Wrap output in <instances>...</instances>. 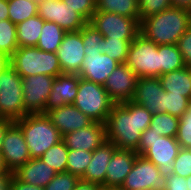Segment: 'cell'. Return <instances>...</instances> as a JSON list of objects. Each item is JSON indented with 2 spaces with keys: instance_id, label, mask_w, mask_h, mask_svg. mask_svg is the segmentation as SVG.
Instances as JSON below:
<instances>
[{
  "instance_id": "6da1fadb",
  "label": "cell",
  "mask_w": 191,
  "mask_h": 190,
  "mask_svg": "<svg viewBox=\"0 0 191 190\" xmlns=\"http://www.w3.org/2000/svg\"><path fill=\"white\" fill-rule=\"evenodd\" d=\"M152 114L133 101L114 104L106 120V137L117 149L136 151L141 134L150 126Z\"/></svg>"
},
{
  "instance_id": "7a4b0ae2",
  "label": "cell",
  "mask_w": 191,
  "mask_h": 190,
  "mask_svg": "<svg viewBox=\"0 0 191 190\" xmlns=\"http://www.w3.org/2000/svg\"><path fill=\"white\" fill-rule=\"evenodd\" d=\"M191 27V11L169 7L140 21V34L156 45L177 44Z\"/></svg>"
},
{
  "instance_id": "3957f363",
  "label": "cell",
  "mask_w": 191,
  "mask_h": 190,
  "mask_svg": "<svg viewBox=\"0 0 191 190\" xmlns=\"http://www.w3.org/2000/svg\"><path fill=\"white\" fill-rule=\"evenodd\" d=\"M15 123L23 132L31 158H40L51 146L62 141V135L47 114H27Z\"/></svg>"
},
{
  "instance_id": "277c9868",
  "label": "cell",
  "mask_w": 191,
  "mask_h": 190,
  "mask_svg": "<svg viewBox=\"0 0 191 190\" xmlns=\"http://www.w3.org/2000/svg\"><path fill=\"white\" fill-rule=\"evenodd\" d=\"M176 137L161 136L148 127L140 137L138 155L153 162L164 177L173 174V162L180 150Z\"/></svg>"
},
{
  "instance_id": "5b68a950",
  "label": "cell",
  "mask_w": 191,
  "mask_h": 190,
  "mask_svg": "<svg viewBox=\"0 0 191 190\" xmlns=\"http://www.w3.org/2000/svg\"><path fill=\"white\" fill-rule=\"evenodd\" d=\"M10 65L22 78L37 74L53 77L63 74L56 53L42 51L36 46L19 47L10 56Z\"/></svg>"
},
{
  "instance_id": "8992f818",
  "label": "cell",
  "mask_w": 191,
  "mask_h": 190,
  "mask_svg": "<svg viewBox=\"0 0 191 190\" xmlns=\"http://www.w3.org/2000/svg\"><path fill=\"white\" fill-rule=\"evenodd\" d=\"M114 104L103 85L80 79L73 105L93 121L106 123Z\"/></svg>"
},
{
  "instance_id": "52a82bcc",
  "label": "cell",
  "mask_w": 191,
  "mask_h": 190,
  "mask_svg": "<svg viewBox=\"0 0 191 190\" xmlns=\"http://www.w3.org/2000/svg\"><path fill=\"white\" fill-rule=\"evenodd\" d=\"M0 115L13 122L25 116L22 77L11 65L0 72Z\"/></svg>"
},
{
  "instance_id": "ba28073f",
  "label": "cell",
  "mask_w": 191,
  "mask_h": 190,
  "mask_svg": "<svg viewBox=\"0 0 191 190\" xmlns=\"http://www.w3.org/2000/svg\"><path fill=\"white\" fill-rule=\"evenodd\" d=\"M125 64L139 77L160 76L158 45L138 34L130 44Z\"/></svg>"
},
{
  "instance_id": "9c48e42d",
  "label": "cell",
  "mask_w": 191,
  "mask_h": 190,
  "mask_svg": "<svg viewBox=\"0 0 191 190\" xmlns=\"http://www.w3.org/2000/svg\"><path fill=\"white\" fill-rule=\"evenodd\" d=\"M88 23L111 39L134 40L140 33V17L95 11Z\"/></svg>"
},
{
  "instance_id": "30bf717a",
  "label": "cell",
  "mask_w": 191,
  "mask_h": 190,
  "mask_svg": "<svg viewBox=\"0 0 191 190\" xmlns=\"http://www.w3.org/2000/svg\"><path fill=\"white\" fill-rule=\"evenodd\" d=\"M167 177L160 174L158 167L143 155H137L132 170L127 174L122 190H165Z\"/></svg>"
},
{
  "instance_id": "8fae6325",
  "label": "cell",
  "mask_w": 191,
  "mask_h": 190,
  "mask_svg": "<svg viewBox=\"0 0 191 190\" xmlns=\"http://www.w3.org/2000/svg\"><path fill=\"white\" fill-rule=\"evenodd\" d=\"M37 15L54 22L65 32L80 31L87 21L62 0H39Z\"/></svg>"
},
{
  "instance_id": "7c38bea8",
  "label": "cell",
  "mask_w": 191,
  "mask_h": 190,
  "mask_svg": "<svg viewBox=\"0 0 191 190\" xmlns=\"http://www.w3.org/2000/svg\"><path fill=\"white\" fill-rule=\"evenodd\" d=\"M55 77L37 74L22 78L25 115L45 114V105L51 93Z\"/></svg>"
},
{
  "instance_id": "4fadbf2b",
  "label": "cell",
  "mask_w": 191,
  "mask_h": 190,
  "mask_svg": "<svg viewBox=\"0 0 191 190\" xmlns=\"http://www.w3.org/2000/svg\"><path fill=\"white\" fill-rule=\"evenodd\" d=\"M1 154L6 169L12 173L31 159L23 132L15 122L5 132Z\"/></svg>"
},
{
  "instance_id": "5bb4252c",
  "label": "cell",
  "mask_w": 191,
  "mask_h": 190,
  "mask_svg": "<svg viewBox=\"0 0 191 190\" xmlns=\"http://www.w3.org/2000/svg\"><path fill=\"white\" fill-rule=\"evenodd\" d=\"M139 77L125 63H120L108 76L103 87L115 104L132 101Z\"/></svg>"
},
{
  "instance_id": "9a60e30c",
  "label": "cell",
  "mask_w": 191,
  "mask_h": 190,
  "mask_svg": "<svg viewBox=\"0 0 191 190\" xmlns=\"http://www.w3.org/2000/svg\"><path fill=\"white\" fill-rule=\"evenodd\" d=\"M84 48L82 29L65 33L62 43L56 51L62 73L79 74L85 57Z\"/></svg>"
},
{
  "instance_id": "2e32d148",
  "label": "cell",
  "mask_w": 191,
  "mask_h": 190,
  "mask_svg": "<svg viewBox=\"0 0 191 190\" xmlns=\"http://www.w3.org/2000/svg\"><path fill=\"white\" fill-rule=\"evenodd\" d=\"M165 93L159 77H142L138 79L132 101L146 107L150 113H166Z\"/></svg>"
},
{
  "instance_id": "e0dca14e",
  "label": "cell",
  "mask_w": 191,
  "mask_h": 190,
  "mask_svg": "<svg viewBox=\"0 0 191 190\" xmlns=\"http://www.w3.org/2000/svg\"><path fill=\"white\" fill-rule=\"evenodd\" d=\"M68 149L93 151L107 140L105 123L93 121L90 125L62 137Z\"/></svg>"
},
{
  "instance_id": "ac0fdd59",
  "label": "cell",
  "mask_w": 191,
  "mask_h": 190,
  "mask_svg": "<svg viewBox=\"0 0 191 190\" xmlns=\"http://www.w3.org/2000/svg\"><path fill=\"white\" fill-rule=\"evenodd\" d=\"M118 65L116 60L104 53L99 51L87 52L78 75L82 79L104 85L108 76Z\"/></svg>"
},
{
  "instance_id": "d6986e66",
  "label": "cell",
  "mask_w": 191,
  "mask_h": 190,
  "mask_svg": "<svg viewBox=\"0 0 191 190\" xmlns=\"http://www.w3.org/2000/svg\"><path fill=\"white\" fill-rule=\"evenodd\" d=\"M80 79L78 74L63 73L57 75L45 105V114L52 109L59 108L66 104H73L77 95Z\"/></svg>"
},
{
  "instance_id": "ffe728a7",
  "label": "cell",
  "mask_w": 191,
  "mask_h": 190,
  "mask_svg": "<svg viewBox=\"0 0 191 190\" xmlns=\"http://www.w3.org/2000/svg\"><path fill=\"white\" fill-rule=\"evenodd\" d=\"M47 116L58 129L62 137L80 128L87 127L93 120L81 112L75 105L66 104L48 111Z\"/></svg>"
},
{
  "instance_id": "44dd1931",
  "label": "cell",
  "mask_w": 191,
  "mask_h": 190,
  "mask_svg": "<svg viewBox=\"0 0 191 190\" xmlns=\"http://www.w3.org/2000/svg\"><path fill=\"white\" fill-rule=\"evenodd\" d=\"M116 150L117 147L109 140L93 150L91 161L81 179L105 187L107 166Z\"/></svg>"
},
{
  "instance_id": "7402d4cb",
  "label": "cell",
  "mask_w": 191,
  "mask_h": 190,
  "mask_svg": "<svg viewBox=\"0 0 191 190\" xmlns=\"http://www.w3.org/2000/svg\"><path fill=\"white\" fill-rule=\"evenodd\" d=\"M137 155L133 150L117 149L107 166L105 187H121L132 170Z\"/></svg>"
},
{
  "instance_id": "603a6c76",
  "label": "cell",
  "mask_w": 191,
  "mask_h": 190,
  "mask_svg": "<svg viewBox=\"0 0 191 190\" xmlns=\"http://www.w3.org/2000/svg\"><path fill=\"white\" fill-rule=\"evenodd\" d=\"M13 175L21 182L45 188L54 178L56 172L40 158H31L18 168Z\"/></svg>"
},
{
  "instance_id": "cb8c5ba5",
  "label": "cell",
  "mask_w": 191,
  "mask_h": 190,
  "mask_svg": "<svg viewBox=\"0 0 191 190\" xmlns=\"http://www.w3.org/2000/svg\"><path fill=\"white\" fill-rule=\"evenodd\" d=\"M159 79L168 94H181L191 99V67L162 74Z\"/></svg>"
},
{
  "instance_id": "d4e9b609",
  "label": "cell",
  "mask_w": 191,
  "mask_h": 190,
  "mask_svg": "<svg viewBox=\"0 0 191 190\" xmlns=\"http://www.w3.org/2000/svg\"><path fill=\"white\" fill-rule=\"evenodd\" d=\"M44 26V19L39 15L28 18L16 25L18 47L36 46L41 29Z\"/></svg>"
},
{
  "instance_id": "484cf974",
  "label": "cell",
  "mask_w": 191,
  "mask_h": 190,
  "mask_svg": "<svg viewBox=\"0 0 191 190\" xmlns=\"http://www.w3.org/2000/svg\"><path fill=\"white\" fill-rule=\"evenodd\" d=\"M65 33L66 32L56 23L44 20V26L41 29L40 38L36 47L42 51L56 53Z\"/></svg>"
},
{
  "instance_id": "4316f807",
  "label": "cell",
  "mask_w": 191,
  "mask_h": 190,
  "mask_svg": "<svg viewBox=\"0 0 191 190\" xmlns=\"http://www.w3.org/2000/svg\"><path fill=\"white\" fill-rule=\"evenodd\" d=\"M96 11L140 17L139 0H96Z\"/></svg>"
},
{
  "instance_id": "83f0119b",
  "label": "cell",
  "mask_w": 191,
  "mask_h": 190,
  "mask_svg": "<svg viewBox=\"0 0 191 190\" xmlns=\"http://www.w3.org/2000/svg\"><path fill=\"white\" fill-rule=\"evenodd\" d=\"M158 53L160 54V75L186 67L177 44L158 45Z\"/></svg>"
},
{
  "instance_id": "f1b7e54d",
  "label": "cell",
  "mask_w": 191,
  "mask_h": 190,
  "mask_svg": "<svg viewBox=\"0 0 191 190\" xmlns=\"http://www.w3.org/2000/svg\"><path fill=\"white\" fill-rule=\"evenodd\" d=\"M38 1L8 0L9 20L15 25L37 15Z\"/></svg>"
},
{
  "instance_id": "f546056e",
  "label": "cell",
  "mask_w": 191,
  "mask_h": 190,
  "mask_svg": "<svg viewBox=\"0 0 191 190\" xmlns=\"http://www.w3.org/2000/svg\"><path fill=\"white\" fill-rule=\"evenodd\" d=\"M68 151V147L62 140L58 144L51 146L40 159L45 162V164L50 165L56 173L65 172Z\"/></svg>"
},
{
  "instance_id": "4dcf8cb0",
  "label": "cell",
  "mask_w": 191,
  "mask_h": 190,
  "mask_svg": "<svg viewBox=\"0 0 191 190\" xmlns=\"http://www.w3.org/2000/svg\"><path fill=\"white\" fill-rule=\"evenodd\" d=\"M133 40L111 39V37H103L102 53L108 55L119 64L125 63L127 59L128 49Z\"/></svg>"
},
{
  "instance_id": "1f68e13d",
  "label": "cell",
  "mask_w": 191,
  "mask_h": 190,
  "mask_svg": "<svg viewBox=\"0 0 191 190\" xmlns=\"http://www.w3.org/2000/svg\"><path fill=\"white\" fill-rule=\"evenodd\" d=\"M179 117L168 113L153 114L150 128L161 136L176 137L178 132Z\"/></svg>"
},
{
  "instance_id": "d6a6232c",
  "label": "cell",
  "mask_w": 191,
  "mask_h": 190,
  "mask_svg": "<svg viewBox=\"0 0 191 190\" xmlns=\"http://www.w3.org/2000/svg\"><path fill=\"white\" fill-rule=\"evenodd\" d=\"M18 48L16 25L9 19L0 21V53L10 57Z\"/></svg>"
},
{
  "instance_id": "836d02e7",
  "label": "cell",
  "mask_w": 191,
  "mask_h": 190,
  "mask_svg": "<svg viewBox=\"0 0 191 190\" xmlns=\"http://www.w3.org/2000/svg\"><path fill=\"white\" fill-rule=\"evenodd\" d=\"M92 158V151L69 149L66 171L81 178Z\"/></svg>"
},
{
  "instance_id": "e575fe53",
  "label": "cell",
  "mask_w": 191,
  "mask_h": 190,
  "mask_svg": "<svg viewBox=\"0 0 191 190\" xmlns=\"http://www.w3.org/2000/svg\"><path fill=\"white\" fill-rule=\"evenodd\" d=\"M103 35L88 22L82 28V41L85 46L84 52L99 51L102 53V44H100Z\"/></svg>"
},
{
  "instance_id": "d590c367",
  "label": "cell",
  "mask_w": 191,
  "mask_h": 190,
  "mask_svg": "<svg viewBox=\"0 0 191 190\" xmlns=\"http://www.w3.org/2000/svg\"><path fill=\"white\" fill-rule=\"evenodd\" d=\"M189 98L183 95L165 93L166 113L181 117L188 109Z\"/></svg>"
},
{
  "instance_id": "8d00e7d4",
  "label": "cell",
  "mask_w": 191,
  "mask_h": 190,
  "mask_svg": "<svg viewBox=\"0 0 191 190\" xmlns=\"http://www.w3.org/2000/svg\"><path fill=\"white\" fill-rule=\"evenodd\" d=\"M79 177L70 172L56 173L54 178L44 188L45 190H73Z\"/></svg>"
},
{
  "instance_id": "74e56055",
  "label": "cell",
  "mask_w": 191,
  "mask_h": 190,
  "mask_svg": "<svg viewBox=\"0 0 191 190\" xmlns=\"http://www.w3.org/2000/svg\"><path fill=\"white\" fill-rule=\"evenodd\" d=\"M171 7V0H139L140 21Z\"/></svg>"
},
{
  "instance_id": "f35d334b",
  "label": "cell",
  "mask_w": 191,
  "mask_h": 190,
  "mask_svg": "<svg viewBox=\"0 0 191 190\" xmlns=\"http://www.w3.org/2000/svg\"><path fill=\"white\" fill-rule=\"evenodd\" d=\"M173 174L187 178L191 175V149L180 148L174 162Z\"/></svg>"
},
{
  "instance_id": "ab89813d",
  "label": "cell",
  "mask_w": 191,
  "mask_h": 190,
  "mask_svg": "<svg viewBox=\"0 0 191 190\" xmlns=\"http://www.w3.org/2000/svg\"><path fill=\"white\" fill-rule=\"evenodd\" d=\"M176 140L181 148L191 149V117H188L185 113L179 117Z\"/></svg>"
},
{
  "instance_id": "60d3db41",
  "label": "cell",
  "mask_w": 191,
  "mask_h": 190,
  "mask_svg": "<svg viewBox=\"0 0 191 190\" xmlns=\"http://www.w3.org/2000/svg\"><path fill=\"white\" fill-rule=\"evenodd\" d=\"M77 13H79L87 22L96 11V0H62Z\"/></svg>"
},
{
  "instance_id": "b9f144b4",
  "label": "cell",
  "mask_w": 191,
  "mask_h": 190,
  "mask_svg": "<svg viewBox=\"0 0 191 190\" xmlns=\"http://www.w3.org/2000/svg\"><path fill=\"white\" fill-rule=\"evenodd\" d=\"M177 46L186 67H191V27L179 38Z\"/></svg>"
},
{
  "instance_id": "7bdbcfd3",
  "label": "cell",
  "mask_w": 191,
  "mask_h": 190,
  "mask_svg": "<svg viewBox=\"0 0 191 190\" xmlns=\"http://www.w3.org/2000/svg\"><path fill=\"white\" fill-rule=\"evenodd\" d=\"M165 190H188L186 178L171 174L167 177V186Z\"/></svg>"
},
{
  "instance_id": "ee69618b",
  "label": "cell",
  "mask_w": 191,
  "mask_h": 190,
  "mask_svg": "<svg viewBox=\"0 0 191 190\" xmlns=\"http://www.w3.org/2000/svg\"><path fill=\"white\" fill-rule=\"evenodd\" d=\"M9 190H45L42 187L35 185H29L24 182L19 181L14 175L10 181Z\"/></svg>"
},
{
  "instance_id": "f6af8a7d",
  "label": "cell",
  "mask_w": 191,
  "mask_h": 190,
  "mask_svg": "<svg viewBox=\"0 0 191 190\" xmlns=\"http://www.w3.org/2000/svg\"><path fill=\"white\" fill-rule=\"evenodd\" d=\"M101 186L79 178L73 190H100Z\"/></svg>"
},
{
  "instance_id": "bcb514c9",
  "label": "cell",
  "mask_w": 191,
  "mask_h": 190,
  "mask_svg": "<svg viewBox=\"0 0 191 190\" xmlns=\"http://www.w3.org/2000/svg\"><path fill=\"white\" fill-rule=\"evenodd\" d=\"M12 177L13 173L11 171L0 173V190H9Z\"/></svg>"
},
{
  "instance_id": "7dc6e473",
  "label": "cell",
  "mask_w": 191,
  "mask_h": 190,
  "mask_svg": "<svg viewBox=\"0 0 191 190\" xmlns=\"http://www.w3.org/2000/svg\"><path fill=\"white\" fill-rule=\"evenodd\" d=\"M13 123L11 120H0V152L2 151V143L7 128Z\"/></svg>"
},
{
  "instance_id": "c3c4849f",
  "label": "cell",
  "mask_w": 191,
  "mask_h": 190,
  "mask_svg": "<svg viewBox=\"0 0 191 190\" xmlns=\"http://www.w3.org/2000/svg\"><path fill=\"white\" fill-rule=\"evenodd\" d=\"M8 0H0V21L9 19Z\"/></svg>"
},
{
  "instance_id": "681fc988",
  "label": "cell",
  "mask_w": 191,
  "mask_h": 190,
  "mask_svg": "<svg viewBox=\"0 0 191 190\" xmlns=\"http://www.w3.org/2000/svg\"><path fill=\"white\" fill-rule=\"evenodd\" d=\"M171 6L191 11V0H171Z\"/></svg>"
},
{
  "instance_id": "f907efd6",
  "label": "cell",
  "mask_w": 191,
  "mask_h": 190,
  "mask_svg": "<svg viewBox=\"0 0 191 190\" xmlns=\"http://www.w3.org/2000/svg\"><path fill=\"white\" fill-rule=\"evenodd\" d=\"M10 65V57L0 53V72Z\"/></svg>"
},
{
  "instance_id": "816d5d0a",
  "label": "cell",
  "mask_w": 191,
  "mask_h": 190,
  "mask_svg": "<svg viewBox=\"0 0 191 190\" xmlns=\"http://www.w3.org/2000/svg\"><path fill=\"white\" fill-rule=\"evenodd\" d=\"M8 170L6 169V166H5V163H4V160H3V156L0 152V173H5L7 172Z\"/></svg>"
},
{
  "instance_id": "f5cc1de1",
  "label": "cell",
  "mask_w": 191,
  "mask_h": 190,
  "mask_svg": "<svg viewBox=\"0 0 191 190\" xmlns=\"http://www.w3.org/2000/svg\"><path fill=\"white\" fill-rule=\"evenodd\" d=\"M100 190H122L120 187H101Z\"/></svg>"
},
{
  "instance_id": "db71d44e",
  "label": "cell",
  "mask_w": 191,
  "mask_h": 190,
  "mask_svg": "<svg viewBox=\"0 0 191 190\" xmlns=\"http://www.w3.org/2000/svg\"><path fill=\"white\" fill-rule=\"evenodd\" d=\"M185 114H186L188 117H191V99L189 100L188 109H187V111L185 112Z\"/></svg>"
},
{
  "instance_id": "11a10c76",
  "label": "cell",
  "mask_w": 191,
  "mask_h": 190,
  "mask_svg": "<svg viewBox=\"0 0 191 190\" xmlns=\"http://www.w3.org/2000/svg\"><path fill=\"white\" fill-rule=\"evenodd\" d=\"M187 188L191 190V175L186 178Z\"/></svg>"
}]
</instances>
